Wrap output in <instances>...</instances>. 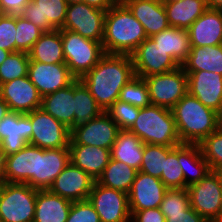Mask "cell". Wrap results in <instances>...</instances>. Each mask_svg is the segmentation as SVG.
I'll return each mask as SVG.
<instances>
[{
    "instance_id": "cell-53",
    "label": "cell",
    "mask_w": 222,
    "mask_h": 222,
    "mask_svg": "<svg viewBox=\"0 0 222 222\" xmlns=\"http://www.w3.org/2000/svg\"><path fill=\"white\" fill-rule=\"evenodd\" d=\"M217 126L219 130H222V105L220 109L217 111Z\"/></svg>"
},
{
    "instance_id": "cell-28",
    "label": "cell",
    "mask_w": 222,
    "mask_h": 222,
    "mask_svg": "<svg viewBox=\"0 0 222 222\" xmlns=\"http://www.w3.org/2000/svg\"><path fill=\"white\" fill-rule=\"evenodd\" d=\"M178 161L184 174V189L199 182L211 171L209 164L203 158L199 144L179 145Z\"/></svg>"
},
{
    "instance_id": "cell-31",
    "label": "cell",
    "mask_w": 222,
    "mask_h": 222,
    "mask_svg": "<svg viewBox=\"0 0 222 222\" xmlns=\"http://www.w3.org/2000/svg\"><path fill=\"white\" fill-rule=\"evenodd\" d=\"M30 61L41 63H65L61 29L44 32L30 50Z\"/></svg>"
},
{
    "instance_id": "cell-17",
    "label": "cell",
    "mask_w": 222,
    "mask_h": 222,
    "mask_svg": "<svg viewBox=\"0 0 222 222\" xmlns=\"http://www.w3.org/2000/svg\"><path fill=\"white\" fill-rule=\"evenodd\" d=\"M167 190L161 179L138 171L128 192L130 212L160 207Z\"/></svg>"
},
{
    "instance_id": "cell-49",
    "label": "cell",
    "mask_w": 222,
    "mask_h": 222,
    "mask_svg": "<svg viewBox=\"0 0 222 222\" xmlns=\"http://www.w3.org/2000/svg\"><path fill=\"white\" fill-rule=\"evenodd\" d=\"M83 2L103 11L109 10L116 4L115 0H83Z\"/></svg>"
},
{
    "instance_id": "cell-57",
    "label": "cell",
    "mask_w": 222,
    "mask_h": 222,
    "mask_svg": "<svg viewBox=\"0 0 222 222\" xmlns=\"http://www.w3.org/2000/svg\"><path fill=\"white\" fill-rule=\"evenodd\" d=\"M177 1H180V0H161L162 3H173Z\"/></svg>"
},
{
    "instance_id": "cell-54",
    "label": "cell",
    "mask_w": 222,
    "mask_h": 222,
    "mask_svg": "<svg viewBox=\"0 0 222 222\" xmlns=\"http://www.w3.org/2000/svg\"><path fill=\"white\" fill-rule=\"evenodd\" d=\"M10 51L3 50L0 48V65L3 63V61L7 58V56L10 54Z\"/></svg>"
},
{
    "instance_id": "cell-26",
    "label": "cell",
    "mask_w": 222,
    "mask_h": 222,
    "mask_svg": "<svg viewBox=\"0 0 222 222\" xmlns=\"http://www.w3.org/2000/svg\"><path fill=\"white\" fill-rule=\"evenodd\" d=\"M41 109L68 129L74 127V82L63 89L42 97Z\"/></svg>"
},
{
    "instance_id": "cell-55",
    "label": "cell",
    "mask_w": 222,
    "mask_h": 222,
    "mask_svg": "<svg viewBox=\"0 0 222 222\" xmlns=\"http://www.w3.org/2000/svg\"><path fill=\"white\" fill-rule=\"evenodd\" d=\"M132 0H115L116 4L125 5Z\"/></svg>"
},
{
    "instance_id": "cell-3",
    "label": "cell",
    "mask_w": 222,
    "mask_h": 222,
    "mask_svg": "<svg viewBox=\"0 0 222 222\" xmlns=\"http://www.w3.org/2000/svg\"><path fill=\"white\" fill-rule=\"evenodd\" d=\"M171 110L181 144H200L218 129L217 112L189 92Z\"/></svg>"
},
{
    "instance_id": "cell-14",
    "label": "cell",
    "mask_w": 222,
    "mask_h": 222,
    "mask_svg": "<svg viewBox=\"0 0 222 222\" xmlns=\"http://www.w3.org/2000/svg\"><path fill=\"white\" fill-rule=\"evenodd\" d=\"M28 77L42 97L63 89L76 80L65 63L36 61L29 62Z\"/></svg>"
},
{
    "instance_id": "cell-2",
    "label": "cell",
    "mask_w": 222,
    "mask_h": 222,
    "mask_svg": "<svg viewBox=\"0 0 222 222\" xmlns=\"http://www.w3.org/2000/svg\"><path fill=\"white\" fill-rule=\"evenodd\" d=\"M146 38L144 27L126 5L115 4L106 11L102 40L105 53L131 55Z\"/></svg>"
},
{
    "instance_id": "cell-38",
    "label": "cell",
    "mask_w": 222,
    "mask_h": 222,
    "mask_svg": "<svg viewBox=\"0 0 222 222\" xmlns=\"http://www.w3.org/2000/svg\"><path fill=\"white\" fill-rule=\"evenodd\" d=\"M118 100L139 108L151 105L148 86L144 78L135 75L130 79L121 89Z\"/></svg>"
},
{
    "instance_id": "cell-16",
    "label": "cell",
    "mask_w": 222,
    "mask_h": 222,
    "mask_svg": "<svg viewBox=\"0 0 222 222\" xmlns=\"http://www.w3.org/2000/svg\"><path fill=\"white\" fill-rule=\"evenodd\" d=\"M0 97L12 112L27 114L41 108L42 96L28 76L1 84Z\"/></svg>"
},
{
    "instance_id": "cell-13",
    "label": "cell",
    "mask_w": 222,
    "mask_h": 222,
    "mask_svg": "<svg viewBox=\"0 0 222 222\" xmlns=\"http://www.w3.org/2000/svg\"><path fill=\"white\" fill-rule=\"evenodd\" d=\"M131 57L135 75L142 78L170 72L180 67L151 37L143 40Z\"/></svg>"
},
{
    "instance_id": "cell-21",
    "label": "cell",
    "mask_w": 222,
    "mask_h": 222,
    "mask_svg": "<svg viewBox=\"0 0 222 222\" xmlns=\"http://www.w3.org/2000/svg\"><path fill=\"white\" fill-rule=\"evenodd\" d=\"M37 165L38 147L27 144L17 153L5 156V182L28 184L33 187V175H37Z\"/></svg>"
},
{
    "instance_id": "cell-22",
    "label": "cell",
    "mask_w": 222,
    "mask_h": 222,
    "mask_svg": "<svg viewBox=\"0 0 222 222\" xmlns=\"http://www.w3.org/2000/svg\"><path fill=\"white\" fill-rule=\"evenodd\" d=\"M70 163L69 147L42 149L38 147L37 175H33V188L49 189L54 179Z\"/></svg>"
},
{
    "instance_id": "cell-20",
    "label": "cell",
    "mask_w": 222,
    "mask_h": 222,
    "mask_svg": "<svg viewBox=\"0 0 222 222\" xmlns=\"http://www.w3.org/2000/svg\"><path fill=\"white\" fill-rule=\"evenodd\" d=\"M188 92L216 112L222 105V75L212 71H185Z\"/></svg>"
},
{
    "instance_id": "cell-46",
    "label": "cell",
    "mask_w": 222,
    "mask_h": 222,
    "mask_svg": "<svg viewBox=\"0 0 222 222\" xmlns=\"http://www.w3.org/2000/svg\"><path fill=\"white\" fill-rule=\"evenodd\" d=\"M132 222H165L166 217L160 208H148L141 211L130 212Z\"/></svg>"
},
{
    "instance_id": "cell-36",
    "label": "cell",
    "mask_w": 222,
    "mask_h": 222,
    "mask_svg": "<svg viewBox=\"0 0 222 222\" xmlns=\"http://www.w3.org/2000/svg\"><path fill=\"white\" fill-rule=\"evenodd\" d=\"M174 148L165 145L144 144L143 159L139 171L160 179L167 155Z\"/></svg>"
},
{
    "instance_id": "cell-50",
    "label": "cell",
    "mask_w": 222,
    "mask_h": 222,
    "mask_svg": "<svg viewBox=\"0 0 222 222\" xmlns=\"http://www.w3.org/2000/svg\"><path fill=\"white\" fill-rule=\"evenodd\" d=\"M4 170H5V154L3 153L0 146V186L5 182Z\"/></svg>"
},
{
    "instance_id": "cell-41",
    "label": "cell",
    "mask_w": 222,
    "mask_h": 222,
    "mask_svg": "<svg viewBox=\"0 0 222 222\" xmlns=\"http://www.w3.org/2000/svg\"><path fill=\"white\" fill-rule=\"evenodd\" d=\"M160 179L168 189H184V174L178 161V146L167 155Z\"/></svg>"
},
{
    "instance_id": "cell-24",
    "label": "cell",
    "mask_w": 222,
    "mask_h": 222,
    "mask_svg": "<svg viewBox=\"0 0 222 222\" xmlns=\"http://www.w3.org/2000/svg\"><path fill=\"white\" fill-rule=\"evenodd\" d=\"M151 37L170 27L161 0H132L125 4Z\"/></svg>"
},
{
    "instance_id": "cell-25",
    "label": "cell",
    "mask_w": 222,
    "mask_h": 222,
    "mask_svg": "<svg viewBox=\"0 0 222 222\" xmlns=\"http://www.w3.org/2000/svg\"><path fill=\"white\" fill-rule=\"evenodd\" d=\"M69 153L70 162L96 181L111 158L110 149L89 145H69Z\"/></svg>"
},
{
    "instance_id": "cell-27",
    "label": "cell",
    "mask_w": 222,
    "mask_h": 222,
    "mask_svg": "<svg viewBox=\"0 0 222 222\" xmlns=\"http://www.w3.org/2000/svg\"><path fill=\"white\" fill-rule=\"evenodd\" d=\"M72 202L48 189L38 190L33 222H66Z\"/></svg>"
},
{
    "instance_id": "cell-45",
    "label": "cell",
    "mask_w": 222,
    "mask_h": 222,
    "mask_svg": "<svg viewBox=\"0 0 222 222\" xmlns=\"http://www.w3.org/2000/svg\"><path fill=\"white\" fill-rule=\"evenodd\" d=\"M66 222H100L99 215L88 199L72 202Z\"/></svg>"
},
{
    "instance_id": "cell-37",
    "label": "cell",
    "mask_w": 222,
    "mask_h": 222,
    "mask_svg": "<svg viewBox=\"0 0 222 222\" xmlns=\"http://www.w3.org/2000/svg\"><path fill=\"white\" fill-rule=\"evenodd\" d=\"M30 58L25 52L10 53L0 65L1 84L10 82L16 78L28 76Z\"/></svg>"
},
{
    "instance_id": "cell-1",
    "label": "cell",
    "mask_w": 222,
    "mask_h": 222,
    "mask_svg": "<svg viewBox=\"0 0 222 222\" xmlns=\"http://www.w3.org/2000/svg\"><path fill=\"white\" fill-rule=\"evenodd\" d=\"M135 76L133 60L128 54L105 53L80 80L106 111L119 99L120 91Z\"/></svg>"
},
{
    "instance_id": "cell-18",
    "label": "cell",
    "mask_w": 222,
    "mask_h": 222,
    "mask_svg": "<svg viewBox=\"0 0 222 222\" xmlns=\"http://www.w3.org/2000/svg\"><path fill=\"white\" fill-rule=\"evenodd\" d=\"M67 6L66 0H31L19 15L49 32L63 27Z\"/></svg>"
},
{
    "instance_id": "cell-33",
    "label": "cell",
    "mask_w": 222,
    "mask_h": 222,
    "mask_svg": "<svg viewBox=\"0 0 222 222\" xmlns=\"http://www.w3.org/2000/svg\"><path fill=\"white\" fill-rule=\"evenodd\" d=\"M184 71H212L222 75V44L216 46L191 47Z\"/></svg>"
},
{
    "instance_id": "cell-43",
    "label": "cell",
    "mask_w": 222,
    "mask_h": 222,
    "mask_svg": "<svg viewBox=\"0 0 222 222\" xmlns=\"http://www.w3.org/2000/svg\"><path fill=\"white\" fill-rule=\"evenodd\" d=\"M159 208L165 217L168 213L183 212L190 209L191 204L187 188L168 189Z\"/></svg>"
},
{
    "instance_id": "cell-5",
    "label": "cell",
    "mask_w": 222,
    "mask_h": 222,
    "mask_svg": "<svg viewBox=\"0 0 222 222\" xmlns=\"http://www.w3.org/2000/svg\"><path fill=\"white\" fill-rule=\"evenodd\" d=\"M65 64L76 79L86 75L105 54L102 42L94 41L67 29H61Z\"/></svg>"
},
{
    "instance_id": "cell-6",
    "label": "cell",
    "mask_w": 222,
    "mask_h": 222,
    "mask_svg": "<svg viewBox=\"0 0 222 222\" xmlns=\"http://www.w3.org/2000/svg\"><path fill=\"white\" fill-rule=\"evenodd\" d=\"M38 189L28 184L0 186V218L4 222H33Z\"/></svg>"
},
{
    "instance_id": "cell-29",
    "label": "cell",
    "mask_w": 222,
    "mask_h": 222,
    "mask_svg": "<svg viewBox=\"0 0 222 222\" xmlns=\"http://www.w3.org/2000/svg\"><path fill=\"white\" fill-rule=\"evenodd\" d=\"M144 143L134 133L120 130L111 147V159L118 160L140 170L143 159Z\"/></svg>"
},
{
    "instance_id": "cell-30",
    "label": "cell",
    "mask_w": 222,
    "mask_h": 222,
    "mask_svg": "<svg viewBox=\"0 0 222 222\" xmlns=\"http://www.w3.org/2000/svg\"><path fill=\"white\" fill-rule=\"evenodd\" d=\"M151 38L180 66L187 60L191 46L186 29L168 27L160 33L152 35Z\"/></svg>"
},
{
    "instance_id": "cell-10",
    "label": "cell",
    "mask_w": 222,
    "mask_h": 222,
    "mask_svg": "<svg viewBox=\"0 0 222 222\" xmlns=\"http://www.w3.org/2000/svg\"><path fill=\"white\" fill-rule=\"evenodd\" d=\"M88 200L98 213L100 222L131 221L128 194L122 191L105 187L95 181Z\"/></svg>"
},
{
    "instance_id": "cell-56",
    "label": "cell",
    "mask_w": 222,
    "mask_h": 222,
    "mask_svg": "<svg viewBox=\"0 0 222 222\" xmlns=\"http://www.w3.org/2000/svg\"><path fill=\"white\" fill-rule=\"evenodd\" d=\"M68 5L69 4H72V3H80V2H83V0H66Z\"/></svg>"
},
{
    "instance_id": "cell-7",
    "label": "cell",
    "mask_w": 222,
    "mask_h": 222,
    "mask_svg": "<svg viewBox=\"0 0 222 222\" xmlns=\"http://www.w3.org/2000/svg\"><path fill=\"white\" fill-rule=\"evenodd\" d=\"M191 207L207 222H222V175L210 171L187 187Z\"/></svg>"
},
{
    "instance_id": "cell-23",
    "label": "cell",
    "mask_w": 222,
    "mask_h": 222,
    "mask_svg": "<svg viewBox=\"0 0 222 222\" xmlns=\"http://www.w3.org/2000/svg\"><path fill=\"white\" fill-rule=\"evenodd\" d=\"M191 47L222 44V10L207 8L187 29Z\"/></svg>"
},
{
    "instance_id": "cell-32",
    "label": "cell",
    "mask_w": 222,
    "mask_h": 222,
    "mask_svg": "<svg viewBox=\"0 0 222 222\" xmlns=\"http://www.w3.org/2000/svg\"><path fill=\"white\" fill-rule=\"evenodd\" d=\"M163 4L170 27L186 30L207 9L206 0H180Z\"/></svg>"
},
{
    "instance_id": "cell-8",
    "label": "cell",
    "mask_w": 222,
    "mask_h": 222,
    "mask_svg": "<svg viewBox=\"0 0 222 222\" xmlns=\"http://www.w3.org/2000/svg\"><path fill=\"white\" fill-rule=\"evenodd\" d=\"M143 78L148 86L151 105L172 109L188 93V76L182 66Z\"/></svg>"
},
{
    "instance_id": "cell-47",
    "label": "cell",
    "mask_w": 222,
    "mask_h": 222,
    "mask_svg": "<svg viewBox=\"0 0 222 222\" xmlns=\"http://www.w3.org/2000/svg\"><path fill=\"white\" fill-rule=\"evenodd\" d=\"M165 222H207L192 207L183 212L168 213Z\"/></svg>"
},
{
    "instance_id": "cell-34",
    "label": "cell",
    "mask_w": 222,
    "mask_h": 222,
    "mask_svg": "<svg viewBox=\"0 0 222 222\" xmlns=\"http://www.w3.org/2000/svg\"><path fill=\"white\" fill-rule=\"evenodd\" d=\"M137 172L138 170L133 167L110 158L97 182L105 187L128 194Z\"/></svg>"
},
{
    "instance_id": "cell-12",
    "label": "cell",
    "mask_w": 222,
    "mask_h": 222,
    "mask_svg": "<svg viewBox=\"0 0 222 222\" xmlns=\"http://www.w3.org/2000/svg\"><path fill=\"white\" fill-rule=\"evenodd\" d=\"M119 131L116 123L103 111L94 119L74 126L69 145H89L111 150Z\"/></svg>"
},
{
    "instance_id": "cell-51",
    "label": "cell",
    "mask_w": 222,
    "mask_h": 222,
    "mask_svg": "<svg viewBox=\"0 0 222 222\" xmlns=\"http://www.w3.org/2000/svg\"><path fill=\"white\" fill-rule=\"evenodd\" d=\"M10 108L7 103L0 97V122L1 120L10 113Z\"/></svg>"
},
{
    "instance_id": "cell-48",
    "label": "cell",
    "mask_w": 222,
    "mask_h": 222,
    "mask_svg": "<svg viewBox=\"0 0 222 222\" xmlns=\"http://www.w3.org/2000/svg\"><path fill=\"white\" fill-rule=\"evenodd\" d=\"M31 0H0V14L19 15Z\"/></svg>"
},
{
    "instance_id": "cell-4",
    "label": "cell",
    "mask_w": 222,
    "mask_h": 222,
    "mask_svg": "<svg viewBox=\"0 0 222 222\" xmlns=\"http://www.w3.org/2000/svg\"><path fill=\"white\" fill-rule=\"evenodd\" d=\"M139 137L144 144L176 147L181 141L171 109L149 105L140 108L134 124L128 129Z\"/></svg>"
},
{
    "instance_id": "cell-35",
    "label": "cell",
    "mask_w": 222,
    "mask_h": 222,
    "mask_svg": "<svg viewBox=\"0 0 222 222\" xmlns=\"http://www.w3.org/2000/svg\"><path fill=\"white\" fill-rule=\"evenodd\" d=\"M74 126L99 116L103 110L80 79L74 81Z\"/></svg>"
},
{
    "instance_id": "cell-11",
    "label": "cell",
    "mask_w": 222,
    "mask_h": 222,
    "mask_svg": "<svg viewBox=\"0 0 222 222\" xmlns=\"http://www.w3.org/2000/svg\"><path fill=\"white\" fill-rule=\"evenodd\" d=\"M105 14L106 11L89 6L85 2L69 4L61 29H67L82 37L102 42Z\"/></svg>"
},
{
    "instance_id": "cell-44",
    "label": "cell",
    "mask_w": 222,
    "mask_h": 222,
    "mask_svg": "<svg viewBox=\"0 0 222 222\" xmlns=\"http://www.w3.org/2000/svg\"><path fill=\"white\" fill-rule=\"evenodd\" d=\"M16 15L0 14V48L16 52Z\"/></svg>"
},
{
    "instance_id": "cell-9",
    "label": "cell",
    "mask_w": 222,
    "mask_h": 222,
    "mask_svg": "<svg viewBox=\"0 0 222 222\" xmlns=\"http://www.w3.org/2000/svg\"><path fill=\"white\" fill-rule=\"evenodd\" d=\"M33 127L28 144L42 149H59L69 147L71 130L41 108L30 112Z\"/></svg>"
},
{
    "instance_id": "cell-52",
    "label": "cell",
    "mask_w": 222,
    "mask_h": 222,
    "mask_svg": "<svg viewBox=\"0 0 222 222\" xmlns=\"http://www.w3.org/2000/svg\"><path fill=\"white\" fill-rule=\"evenodd\" d=\"M207 8L222 10V0H206Z\"/></svg>"
},
{
    "instance_id": "cell-42",
    "label": "cell",
    "mask_w": 222,
    "mask_h": 222,
    "mask_svg": "<svg viewBox=\"0 0 222 222\" xmlns=\"http://www.w3.org/2000/svg\"><path fill=\"white\" fill-rule=\"evenodd\" d=\"M140 108L117 100L105 112L120 130H128L136 121Z\"/></svg>"
},
{
    "instance_id": "cell-19",
    "label": "cell",
    "mask_w": 222,
    "mask_h": 222,
    "mask_svg": "<svg viewBox=\"0 0 222 222\" xmlns=\"http://www.w3.org/2000/svg\"><path fill=\"white\" fill-rule=\"evenodd\" d=\"M30 113H8L0 122V146L8 156L23 149L31 140Z\"/></svg>"
},
{
    "instance_id": "cell-39",
    "label": "cell",
    "mask_w": 222,
    "mask_h": 222,
    "mask_svg": "<svg viewBox=\"0 0 222 222\" xmlns=\"http://www.w3.org/2000/svg\"><path fill=\"white\" fill-rule=\"evenodd\" d=\"M43 33L44 31L37 25L26 20L21 15H16V52L29 53Z\"/></svg>"
},
{
    "instance_id": "cell-15",
    "label": "cell",
    "mask_w": 222,
    "mask_h": 222,
    "mask_svg": "<svg viewBox=\"0 0 222 222\" xmlns=\"http://www.w3.org/2000/svg\"><path fill=\"white\" fill-rule=\"evenodd\" d=\"M96 180L71 162L54 179L49 191L71 202L88 199Z\"/></svg>"
},
{
    "instance_id": "cell-40",
    "label": "cell",
    "mask_w": 222,
    "mask_h": 222,
    "mask_svg": "<svg viewBox=\"0 0 222 222\" xmlns=\"http://www.w3.org/2000/svg\"><path fill=\"white\" fill-rule=\"evenodd\" d=\"M211 171H222V130L217 129L199 144Z\"/></svg>"
}]
</instances>
